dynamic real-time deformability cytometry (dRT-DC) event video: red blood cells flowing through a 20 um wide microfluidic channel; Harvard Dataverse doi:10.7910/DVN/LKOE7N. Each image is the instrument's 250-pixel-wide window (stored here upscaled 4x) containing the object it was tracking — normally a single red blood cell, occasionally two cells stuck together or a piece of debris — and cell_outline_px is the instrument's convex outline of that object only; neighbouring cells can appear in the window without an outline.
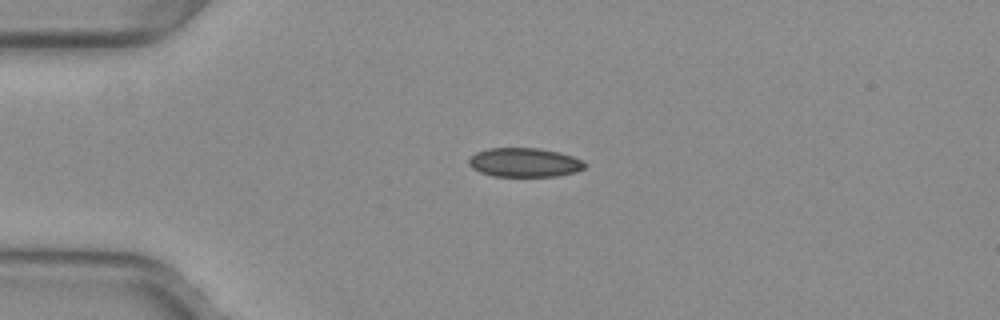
{"species": "common noctule bat (a hibernating species)", "species_latin": "Nyctalus noctula", "temperature_condition": "warm", "stored_images_in_passage": 40, "camera_frame_rate_fps": 3000, "um_per_image_px": 0.085, "animal": {"sex": "female", "body_mass_g": 29.2, "forearm_length_mm": 56.3}, "frame": {"image": 1, "passage_image": 1, "time_ms": 0.0, "image_size_px": [1000, 320], "cell_outline_px": [[588, 164], [584, 168], [576, 172], [556, 176], [492, 176], [480, 172], [472, 168], [468, 164], [468, 160], [476, 152], [488, 148], [540, 148], [560, 152], [584, 160]], "centroid_in_image_um": [44.6, 13.8], "position_along_channel_um": 40.4, "area_um2": 19.83}}
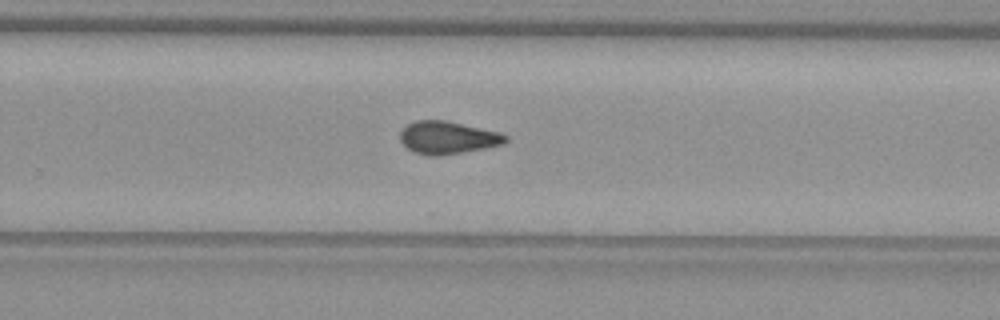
{"frame": {"image": 2, "passage_image": 22, "time_ms": 7.0, "image_size_px": [1000, 320], "cell_outline_px": [[508, 140], [504, 144], [484, 148], [440, 156], [428, 156], [412, 152], [400, 140], [400, 128], [416, 120], [444, 120], [500, 132], [508, 136]], "centroid_in_image_um": [38.03, 11.7], "position_along_channel_um": 291.8, "area_um2": 20.17}}
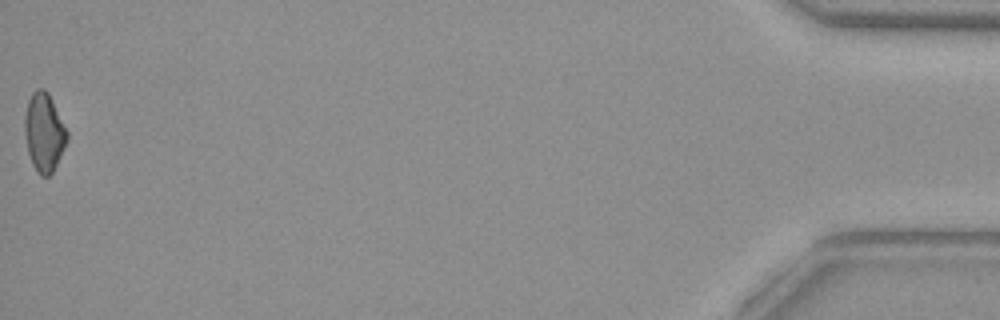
{"frame": {"image": 3, "passage_image": 40, "time_ms": 13.0, "image_size_px": [1000, 320], "cell_outline_px": [[68, 140], [52, 172], [48, 176], [40, 176], [36, 172], [32, 164], [28, 152], [24, 132], [24, 120], [28, 100], [32, 92], [36, 88], [44, 88], [48, 92], [68, 132]], "centroid_in_image_um": [3.74, 11.24], "position_along_channel_um": 431.5, "area_um2": 19.36}, "authors_computed_cell_mechanics": {"area_um2": 19.8543, "velocity_mm_per_s": 4.0319, "shape_relaxation_time_tau1_ms": null, "shape_relaxation_time_tau2_ms": 2.5053, "deformation_change_tau1": null, "deformation_change_tau2": 0.0833}}